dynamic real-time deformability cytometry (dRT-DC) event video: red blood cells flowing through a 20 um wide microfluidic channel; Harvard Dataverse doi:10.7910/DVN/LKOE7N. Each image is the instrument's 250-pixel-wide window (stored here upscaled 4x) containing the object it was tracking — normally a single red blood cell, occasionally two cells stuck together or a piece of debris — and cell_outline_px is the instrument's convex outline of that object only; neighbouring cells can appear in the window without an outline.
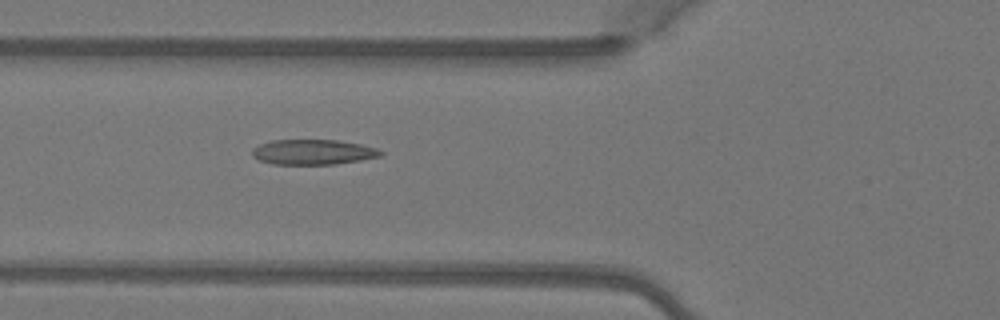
{"species": "Egyptian fruit bat (a non-hibernating species)", "species_latin": "Rousettus aegyptiacus", "temperature_condition": "warm", "stored_images_in_passage": 6, "camera_frame_rate_fps": 3000, "um_per_image_px": 0.085, "animal": {"sex": "female"}, "frame": {"image": 1, "passage_image": 6, "time_ms": 1.667, "image_size_px": [1000, 320], "cell_outline_px": [[384, 152], [380, 156], [360, 160], [336, 164], [272, 164], [260, 160], [252, 156], [252, 148], [260, 144], [272, 140], [336, 140], [360, 144], [376, 148]], "centroid_in_image_um": [26.59, 12.92], "position_along_channel_um": 99.2, "area_um2": 18.73}}